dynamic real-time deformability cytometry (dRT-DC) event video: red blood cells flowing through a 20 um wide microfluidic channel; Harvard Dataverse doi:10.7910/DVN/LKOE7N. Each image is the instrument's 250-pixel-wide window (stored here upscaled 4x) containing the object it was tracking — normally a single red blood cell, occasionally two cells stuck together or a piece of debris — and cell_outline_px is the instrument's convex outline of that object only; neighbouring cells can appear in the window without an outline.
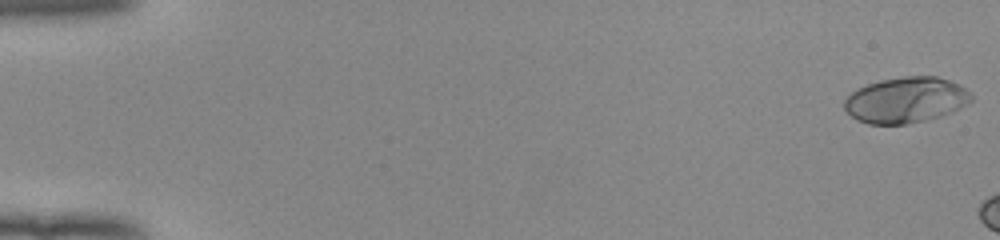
{"species": "human", "species_latin": "Homo sapiens", "temperature_condition": "room temperature", "stored_images_in_passage": 7, "camera_frame_rate_fps": 3000, "um_per_image_px": 0.085, "donor": {"sex": "female"}, "frame": {"image": 1, "passage_image": 1, "time_ms": 0.0, "image_size_px": [1000, 240], "cell_outline_px": [[972, 100], [960, 108], [952, 112], [940, 116], [908, 124], [868, 124], [856, 120], [844, 108], [844, 100], [852, 92], [868, 84], [880, 80], [904, 76], [936, 76], [960, 84], [972, 96]], "centroid_in_image_um": [77.0, 8.5], "position_along_channel_um": 8.0, "area_um2": 33.7}}